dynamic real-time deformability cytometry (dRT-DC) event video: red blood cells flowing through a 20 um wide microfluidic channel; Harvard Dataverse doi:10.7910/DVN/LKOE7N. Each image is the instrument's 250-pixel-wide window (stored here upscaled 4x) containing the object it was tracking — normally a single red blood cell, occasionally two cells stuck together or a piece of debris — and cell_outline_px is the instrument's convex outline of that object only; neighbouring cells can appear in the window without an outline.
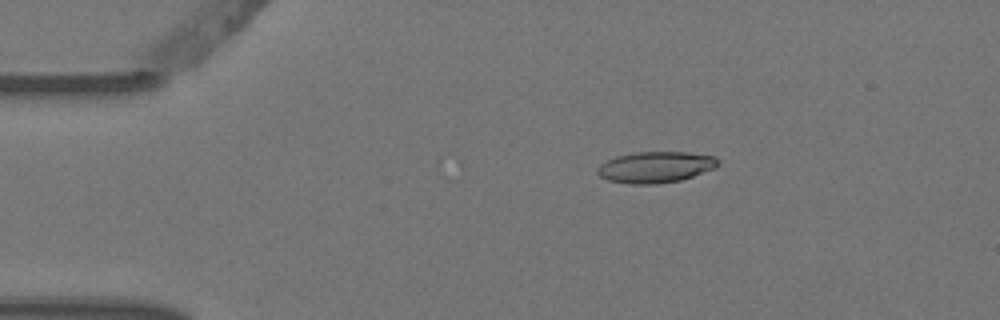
{"species": "Egyptian fruit bat (a non-hibernating species)", "species_latin": "Rousettus aegyptiacus", "temperature_condition": "warm", "stored_images_in_passage": 5, "camera_frame_rate_fps": 3000, "um_per_image_px": 0.085, "animal": {"sex": "female"}, "frame": {"image": 1, "passage_image": 3, "time_ms": 0.667, "image_size_px": [1000, 320], "cell_outline_px": [[720, 164], [716, 168], [680, 180], [656, 184], [628, 184], [608, 180], [600, 176], [596, 172], [596, 168], [600, 164], [616, 156], [636, 152], [688, 152], [716, 156]], "centroid_in_image_um": [55.73, 14.2], "position_along_channel_um": 29.3, "area_um2": 22.02}}